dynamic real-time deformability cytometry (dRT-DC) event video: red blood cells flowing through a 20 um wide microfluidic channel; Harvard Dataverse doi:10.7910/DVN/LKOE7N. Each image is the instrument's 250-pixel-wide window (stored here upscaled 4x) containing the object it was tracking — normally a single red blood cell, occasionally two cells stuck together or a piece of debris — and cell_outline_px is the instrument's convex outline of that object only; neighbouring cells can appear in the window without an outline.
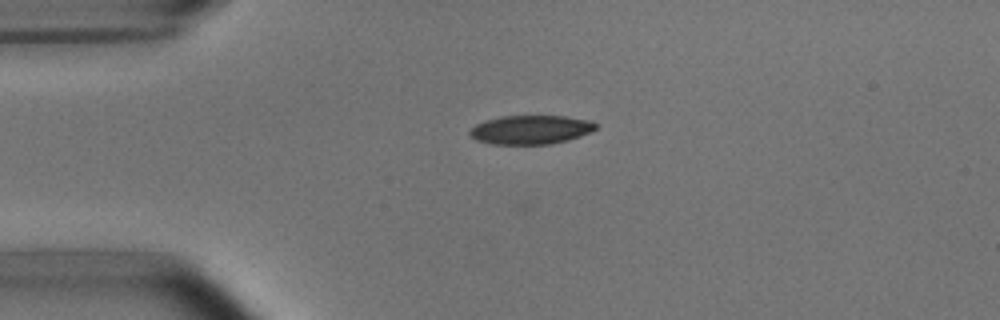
{"species": "common noctule bat (a hibernating species)", "species_latin": "Nyctalus noctula", "temperature_condition": "room temperature", "stored_images_in_passage": 38, "camera_frame_rate_fps": 3000, "um_per_image_px": 0.085, "animal": {"sex": "male", "body_mass_g": 15.6}, "frame": {"image": 1, "passage_image": 1, "time_ms": 0.0, "image_size_px": [1000, 320], "cell_outline_px": [[596, 128], [580, 136], [548, 144], [492, 144], [476, 140], [468, 132], [476, 124], [488, 120], [504, 116], [564, 116], [588, 120], [596, 124]], "centroid_in_image_um": [45.08, 11.02], "position_along_channel_um": 39.9, "area_um2": 20.75}}
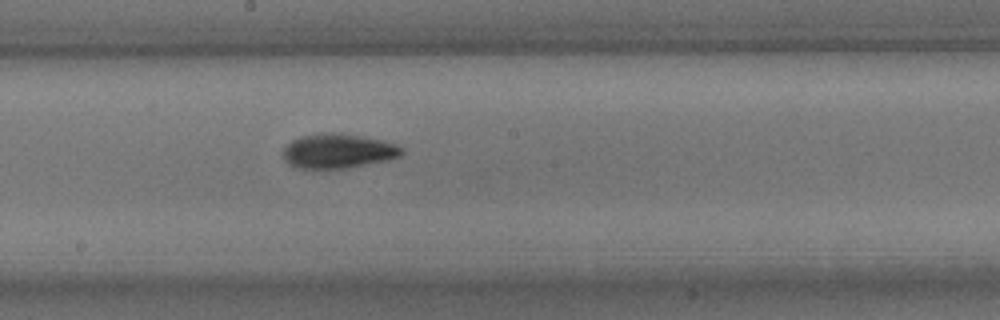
{"frame": {"image": 2, "passage_image": 17, "time_ms": 5.333, "image_size_px": [1000, 320], "cell_outline_px": [[404, 152], [400, 156], [388, 160], [348, 168], [300, 168], [288, 164], [284, 160], [284, 148], [292, 140], [300, 136], [320, 132], [332, 132], [360, 136], [384, 140], [396, 144], [404, 148]], "centroid_in_image_um": [28.76, 12.83], "position_along_channel_um": 219.4, "area_um2": 23.99}}
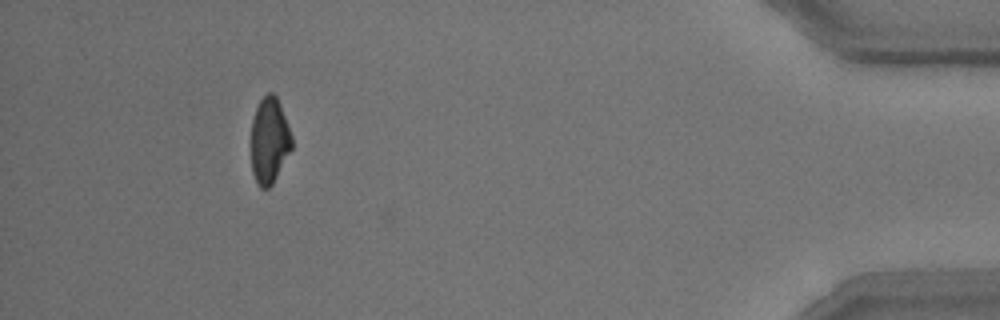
{"frame": {"image": 3, "passage_image": 37, "time_ms": 12.0, "image_size_px": [1000, 320], "cell_outline_px": [[292, 148], [272, 184], [268, 188], [260, 188], [252, 172], [252, 120], [256, 108], [260, 100], [268, 92], [272, 92], [276, 96], [280, 104], [292, 136]], "centroid_in_image_um": [22.9, 11.93], "position_along_channel_um": 412.3, "area_um2": 20.11}, "authors_computed_cell_mechanics": {"area_um2": 22.5709, "velocity_mm_per_s": 3.8225, "shape_relaxation_time_tau1_ms": 3.4637, "shape_relaxation_time_tau2_ms": 3.5155, "deformation_change_tau1": 0.1437, "deformation_change_tau2": 0.0963}}